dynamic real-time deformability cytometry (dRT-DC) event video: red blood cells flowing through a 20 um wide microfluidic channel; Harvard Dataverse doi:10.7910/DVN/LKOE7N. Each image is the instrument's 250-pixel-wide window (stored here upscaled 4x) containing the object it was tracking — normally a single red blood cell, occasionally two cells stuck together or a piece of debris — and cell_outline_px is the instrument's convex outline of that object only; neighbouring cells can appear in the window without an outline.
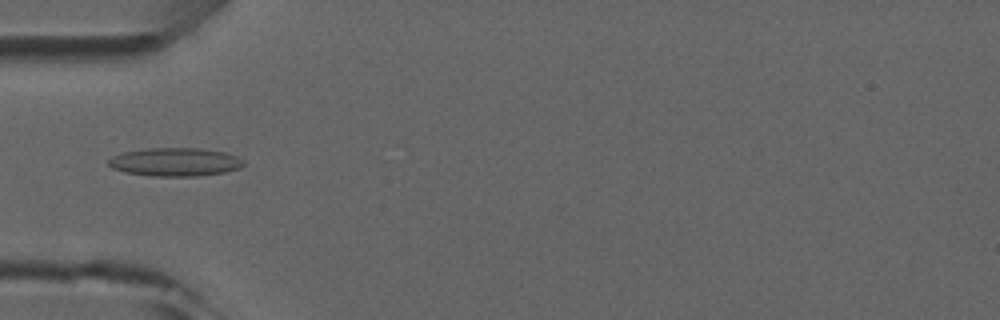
{"species": "common noctule bat (a hibernating species)", "species_latin": "Nyctalus noctula", "temperature_condition": "room temperature", "stored_images_in_passage": 5, "camera_frame_rate_fps": 3000, "um_per_image_px": 0.085, "animal": {"sex": "male", "forearm_length_mm": 52.5}, "frame": {"image": 1, "passage_image": 4, "time_ms": 3.333, "image_size_px": [1000, 320], "cell_outline_px": [[244, 164], [240, 168], [224, 172], [196, 176], [152, 176], [124, 172], [112, 168], [108, 164], [108, 160], [112, 156], [124, 152], [148, 148], [200, 148], [224, 152], [236, 156], [244, 160]], "centroid_in_image_um": [14.88, 13.77], "position_along_channel_um": 70.1, "area_um2": 22.31}}
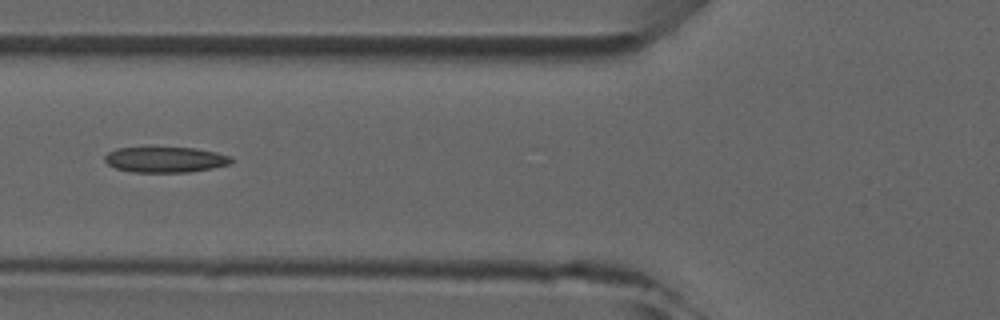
{"frame": {"image": 2, "passage_image": 5, "time_ms": 4.333, "image_size_px": [1000, 320], "cell_outline_px": [[232, 164], [212, 168], [188, 172], [132, 172], [116, 168], [108, 164], [104, 160], [104, 156], [108, 152], [116, 148], [148, 144], [196, 148], [216, 152], [232, 156]], "centroid_in_image_um": [14.01, 13.51], "position_along_channel_um": 111.8, "area_um2": 20.0}}